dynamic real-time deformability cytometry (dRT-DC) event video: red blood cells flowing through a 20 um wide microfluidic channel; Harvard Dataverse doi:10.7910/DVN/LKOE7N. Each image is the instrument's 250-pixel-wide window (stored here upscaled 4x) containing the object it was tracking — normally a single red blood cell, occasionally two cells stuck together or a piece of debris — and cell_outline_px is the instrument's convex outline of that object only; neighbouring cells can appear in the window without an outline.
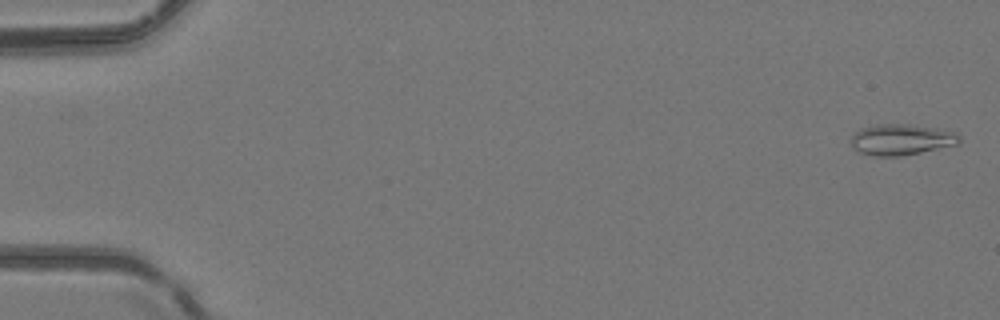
{"species": "common noctule bat (a hibernating species)", "species_latin": "Nyctalus noctula", "temperature_condition": "room temperature", "stored_images_in_passage": 42, "camera_frame_rate_fps": 3000, "um_per_image_px": 0.085, "animal": {"sex": "female", "body_mass_g": 24.6, "forearm_length_mm": 56.2}, "frame": {"image": 1, "passage_image": 2, "time_ms": 0.333, "image_size_px": [1000, 320], "cell_outline_px": [[960, 140], [956, 144], [920, 152], [900, 156], [876, 156], [860, 152], [852, 148], [848, 140], [856, 132], [864, 128], [876, 124], [900, 124], [928, 128], [952, 132], [960, 136]], "centroid_in_image_um": [76.51, 11.88], "position_along_channel_um": 8.5, "area_um2": 18.96}}
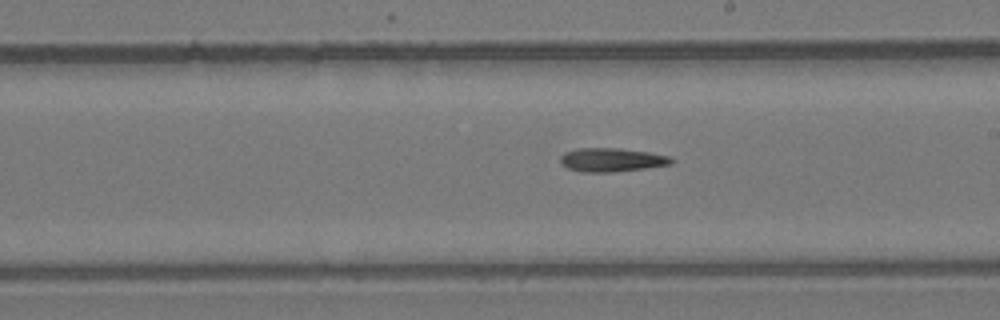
{"frame": {"image": 2, "passage_image": 30, "time_ms": 9.667, "image_size_px": [1000, 320], "cell_outline_px": [[676, 160], [672, 164], [644, 168], [612, 172], [580, 172], [568, 168], [560, 160], [560, 156], [564, 152], [580, 148], [620, 148], [648, 152], [668, 156]], "centroid_in_image_um": [52.0, 13.58], "position_along_channel_um": 237.0, "area_um2": 15.26}}
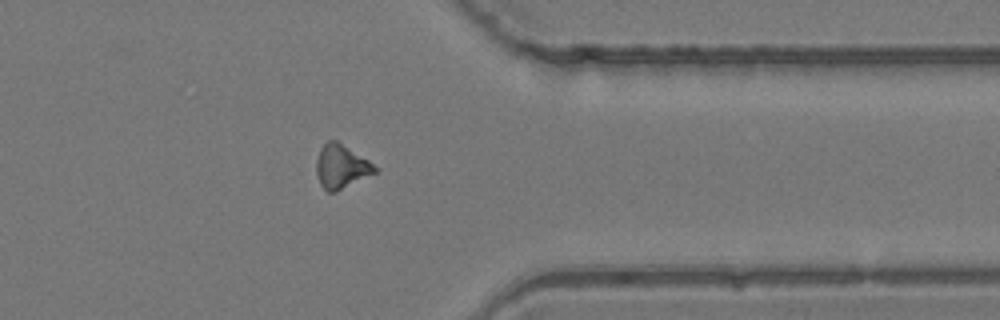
{"frame": {"image": 3, "passage_image": 41, "time_ms": 13.333, "image_size_px": [1000, 320], "cell_outline_px": [[376, 172], [336, 192], [328, 192], [320, 184], [316, 172], [316, 160], [320, 148], [328, 140], [336, 140], [368, 160], [376, 168]], "centroid_in_image_um": [28.96, 14.16], "position_along_channel_um": 382.4, "area_um2": 14.68}}